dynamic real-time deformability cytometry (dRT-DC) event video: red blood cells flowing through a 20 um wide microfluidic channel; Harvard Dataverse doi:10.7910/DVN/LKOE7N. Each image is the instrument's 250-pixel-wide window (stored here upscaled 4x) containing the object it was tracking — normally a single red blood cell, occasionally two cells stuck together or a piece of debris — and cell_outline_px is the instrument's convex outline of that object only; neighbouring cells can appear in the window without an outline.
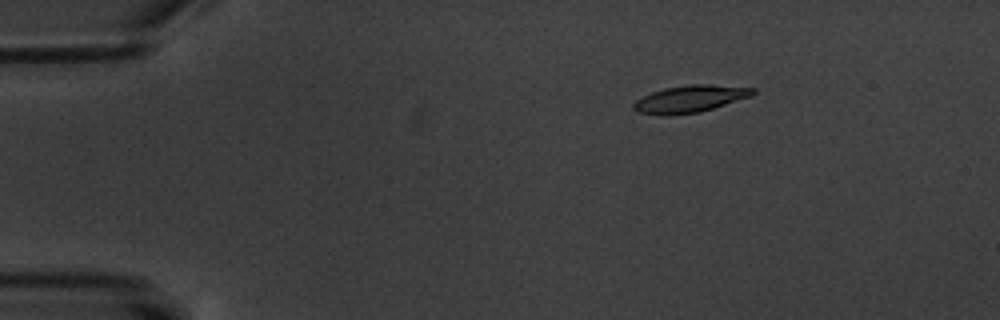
{"species": "common noctule bat (a hibernating species)", "species_latin": "Nyctalus noctula", "temperature_condition": "warm", "stored_images_in_passage": 4, "camera_frame_rate_fps": 3000, "um_per_image_px": 0.085, "animal": {"sex": "male", "body_mass_g": 20.1, "forearm_length_mm": 53.5}, "frame": {"image": 1, "passage_image": 1, "time_ms": 0.0, "image_size_px": [1000, 320], "cell_outline_px": [[756, 92], [752, 96], [700, 112], [668, 116], [664, 116], [636, 112], [632, 108], [632, 104], [636, 100], [652, 92], [664, 88], [692, 84], [708, 84], [756, 88]], "centroid_in_image_um": [58.64, 8.41], "position_along_channel_um": 26.4, "area_um2": 18.96}}